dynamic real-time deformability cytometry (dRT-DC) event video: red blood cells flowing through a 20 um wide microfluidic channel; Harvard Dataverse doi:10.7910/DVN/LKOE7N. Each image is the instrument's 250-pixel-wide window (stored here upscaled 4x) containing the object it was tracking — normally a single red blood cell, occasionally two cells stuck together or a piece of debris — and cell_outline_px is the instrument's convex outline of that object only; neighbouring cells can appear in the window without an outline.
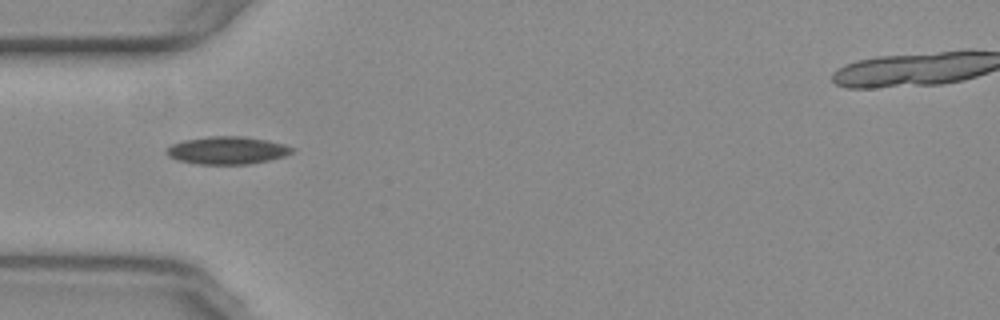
{"species": "common noctule bat (a hibernating species)", "species_latin": "Nyctalus noctula", "temperature_condition": "warm", "stored_images_in_passage": 38, "camera_frame_rate_fps": 3000, "um_per_image_px": 0.085, "animal": {"sex": "female", "body_mass_g": 29.2, "forearm_length_mm": 56.3}, "frame": {"image": 1, "passage_image": 1, "time_ms": 0.0, "image_size_px": [1000, 320], "cell_outline_px": [[292, 152], [284, 156], [268, 160], [248, 164], [200, 164], [176, 160], [168, 156], [168, 148], [172, 144], [184, 140], [208, 136], [244, 136], [268, 140], [284, 144], [292, 148]], "centroid_in_image_um": [19.31, 12.77], "position_along_channel_um": 65.7, "area_um2": 20.06}}
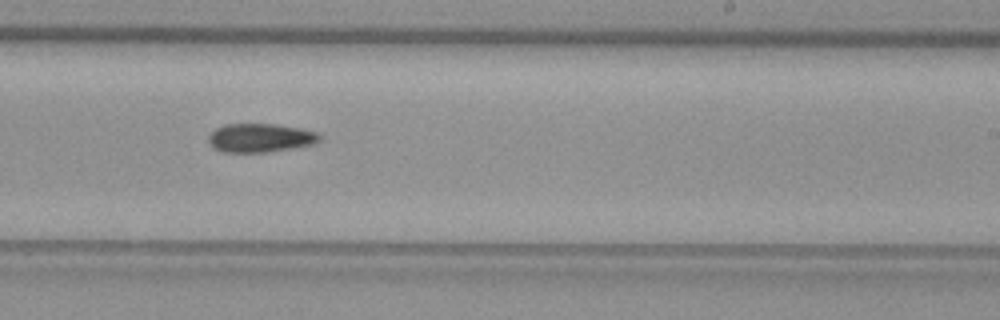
{"frame": {"image": 2, "passage_image": 17, "time_ms": 5.333, "image_size_px": [1000, 320], "cell_outline_px": [[320, 140], [316, 144], [268, 152], [224, 152], [212, 148], [208, 140], [208, 136], [216, 128], [224, 124], [272, 124], [300, 128], [320, 132]], "centroid_in_image_um": [22.14, 11.72], "position_along_channel_um": 266.9, "area_um2": 18.73}}
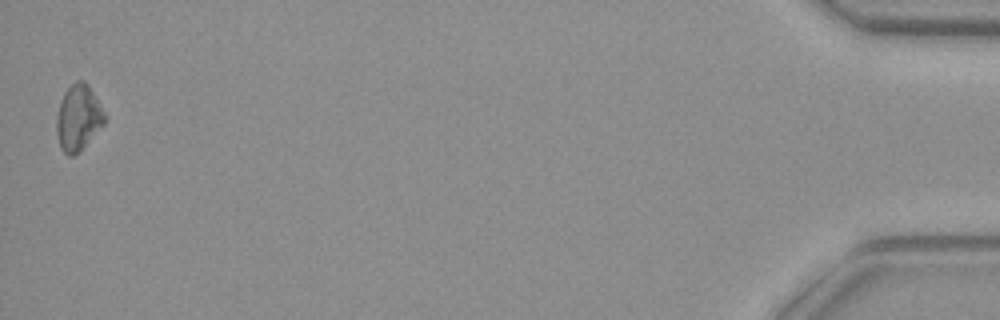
{"frame": {"image": 3, "passage_image": 38, "time_ms": 12.333, "image_size_px": [1000, 320], "cell_outline_px": [[108, 120], [80, 152], [72, 156], [68, 156], [60, 148], [56, 132], [56, 116], [64, 92], [76, 80], [84, 80], [88, 84], [108, 116]], "centroid_in_image_um": [6.69, 10.02], "position_along_channel_um": 428.5, "area_um2": 18.84}}